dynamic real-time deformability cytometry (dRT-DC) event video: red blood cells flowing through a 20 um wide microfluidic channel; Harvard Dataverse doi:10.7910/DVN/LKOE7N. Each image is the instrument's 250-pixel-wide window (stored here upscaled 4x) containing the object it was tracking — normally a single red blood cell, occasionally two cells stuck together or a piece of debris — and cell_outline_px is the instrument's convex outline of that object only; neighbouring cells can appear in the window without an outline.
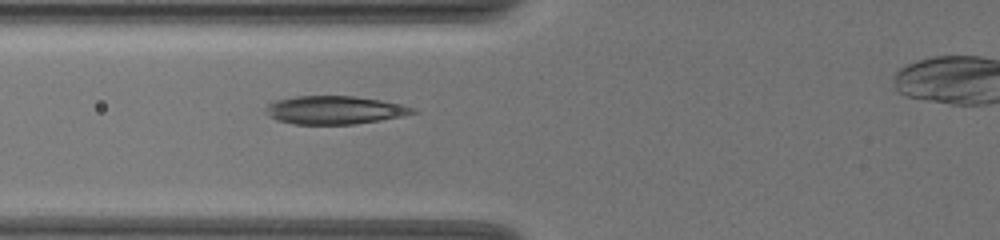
{"species": "common noctule bat (a hibernating species)", "species_latin": "Nyctalus noctula", "temperature_condition": "warm", "stored_images_in_passage": 16, "camera_frame_rate_fps": 3000, "um_per_image_px": 0.085, "animal": {"sex": "female", "body_mass_g": 19.5, "forearm_length_mm": 54.1}, "frame": {"image": 1, "passage_image": 3, "time_ms": 0.667, "image_size_px": [1000, 240], "cell_outline_px": [[420, 112], [380, 120], [356, 124], [292, 124], [276, 120], [268, 116], [264, 112], [264, 108], [268, 104], [276, 100], [296, 96], [356, 96], [380, 100], [400, 104], [416, 108]], "centroid_in_image_um": [28.41, 9.35], "position_along_channel_um": 97.4, "area_um2": 24.33}}
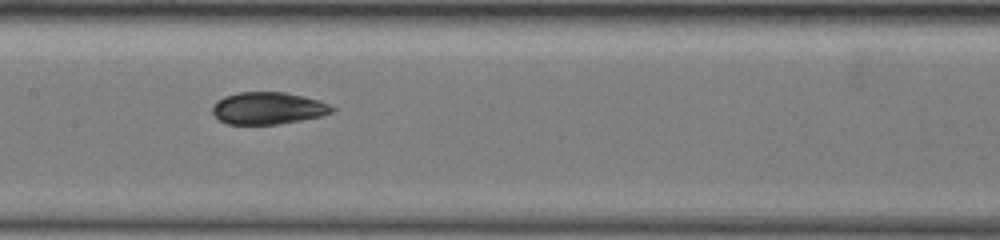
{"frame": {"image": 2, "passage_image": 10, "time_ms": 3.0, "image_size_px": [1000, 240], "cell_outline_px": [[336, 108], [332, 112], [320, 116], [300, 120], [276, 124], [228, 124], [220, 120], [212, 112], [212, 104], [216, 100], [224, 96], [240, 92], [284, 92], [304, 96], [320, 100]], "centroid_in_image_um": [22.76, 9.18], "position_along_channel_um": 184.6, "area_um2": 22.37}}